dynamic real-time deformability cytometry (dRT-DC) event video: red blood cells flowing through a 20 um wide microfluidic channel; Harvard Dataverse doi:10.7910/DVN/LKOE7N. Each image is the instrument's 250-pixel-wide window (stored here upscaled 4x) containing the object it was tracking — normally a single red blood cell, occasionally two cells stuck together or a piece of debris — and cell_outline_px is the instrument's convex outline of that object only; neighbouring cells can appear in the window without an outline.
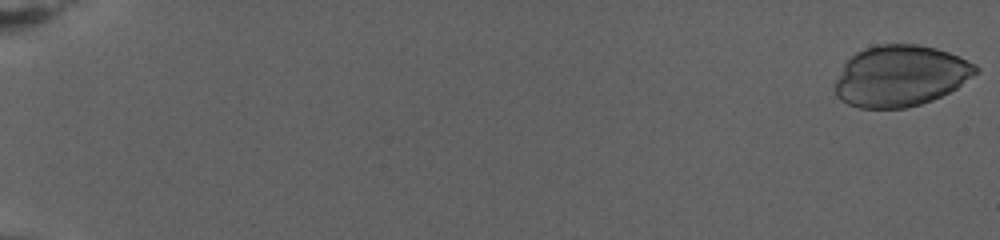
{"species": "human", "species_latin": "Homo sapiens", "temperature_condition": "warm", "stored_images_in_passage": 82, "camera_frame_rate_fps": 3000, "um_per_image_px": 0.085, "donor": {"sex": "female"}, "frame": {"image": 1, "passage_image": 1, "time_ms": 0.0, "image_size_px": [1000, 240], "cell_outline_px": [[980, 72], [956, 88], [932, 100], [920, 104], [904, 108], [860, 108], [848, 104], [840, 100], [836, 96], [832, 88], [832, 84], [844, 64], [856, 52], [864, 48], [880, 44], [916, 44], [936, 48], [948, 52], [976, 64], [980, 68]], "centroid_in_image_um": [76.51, 6.45], "position_along_channel_um": 8.5, "area_um2": 50.46}}
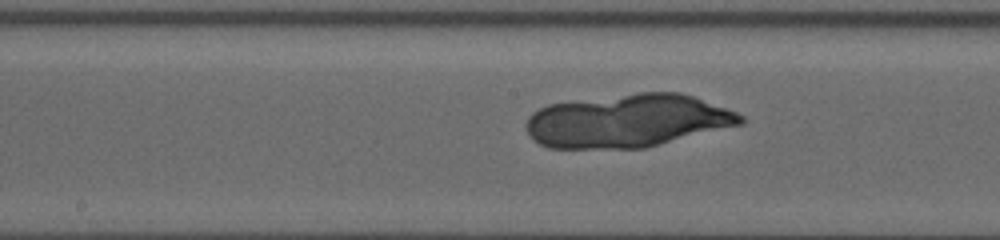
{"frame": {"image": 2, "passage_image": 46, "time_ms": 15.0, "image_size_px": [1000, 240], "cell_outline_px": [[744, 120], [740, 124], [644, 148], [548, 148], [532, 140], [528, 136], [524, 128], [524, 124], [528, 116], [532, 112], [548, 104], [640, 92], [680, 92], [692, 96], [736, 112], [744, 116]], "centroid_in_image_um": [53.26, 10.27], "position_along_channel_um": 194.9, "area_um2": 66.18}}
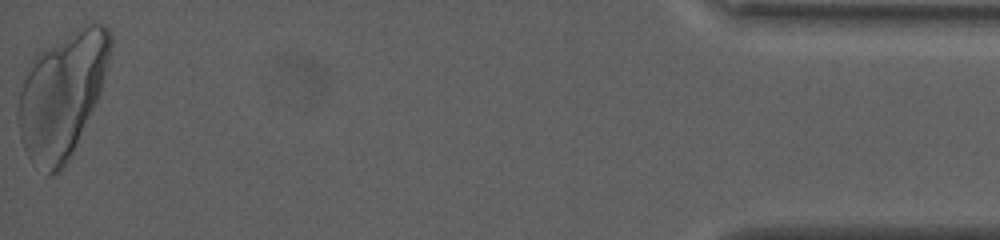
{"frame": {"image": 3, "passage_image": 82, "time_ms": 27.0, "image_size_px": [1000, 240], "cell_outline_px": [[112, 44], [108, 60], [100, 88], [96, 100], [72, 152], [64, 168], [60, 172], [52, 176], [48, 176], [32, 164], [24, 148], [20, 136], [16, 120], [16, 108], [20, 92], [24, 80], [32, 60], [40, 52], [84, 28], [92, 24], [104, 24], [108, 28], [112, 36]], "centroid_in_image_um": [5.23, 8.17], "position_along_channel_um": 430.0, "area_um2": 65.49}}